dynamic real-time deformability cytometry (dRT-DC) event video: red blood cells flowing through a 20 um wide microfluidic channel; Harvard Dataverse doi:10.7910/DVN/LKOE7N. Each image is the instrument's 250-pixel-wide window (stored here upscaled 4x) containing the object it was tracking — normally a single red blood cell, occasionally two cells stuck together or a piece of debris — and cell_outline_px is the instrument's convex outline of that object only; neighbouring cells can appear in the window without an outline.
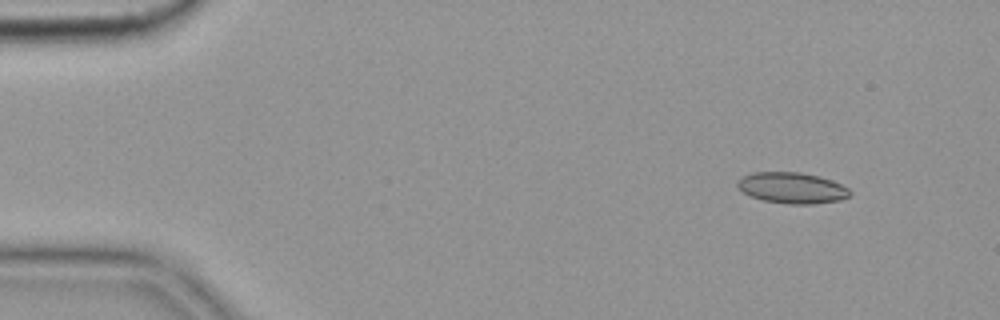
{"species": "common noctule bat (a hibernating species)", "species_latin": "Nyctalus noctula", "temperature_condition": "cold", "stored_images_in_passage": 55, "camera_frame_rate_fps": 3000, "um_per_image_px": 0.085, "animal": {"sex": "female", "body_mass_g": 19.9}, "frame": {"image": 1, "passage_image": 5, "time_ms": 1.333, "image_size_px": [1000, 320], "cell_outline_px": [[852, 192], [848, 196], [840, 200], [812, 204], [788, 204], [764, 200], [752, 196], [744, 192], [736, 184], [736, 180], [752, 172], [800, 172], [820, 176], [832, 180], [848, 188]], "centroid_in_image_um": [67.33, 15.96], "position_along_channel_um": 17.7, "area_um2": 20.23}}
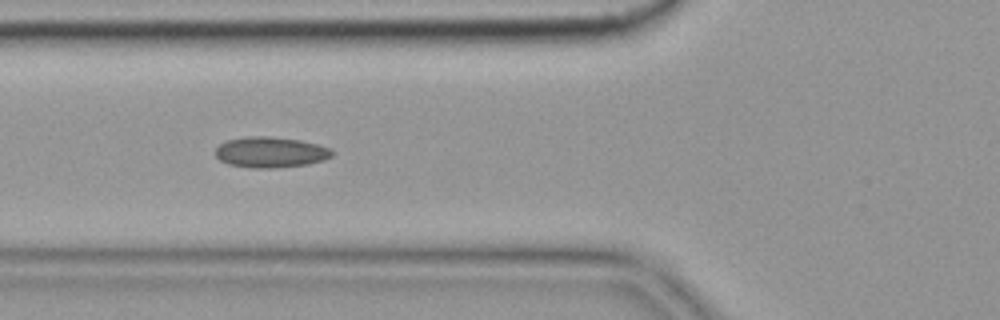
{"frame": {"image": 2, "passage_image": 20, "time_ms": 6.333, "image_size_px": [1000, 320], "cell_outline_px": [[336, 152], [332, 156], [324, 160], [308, 164], [272, 168], [252, 168], [228, 164], [220, 160], [216, 156], [216, 148], [220, 144], [228, 140], [248, 136], [268, 136], [300, 140], [316, 144], [328, 148]], "centroid_in_image_um": [23.01, 12.94], "position_along_channel_um": 102.8, "area_um2": 20.81}}
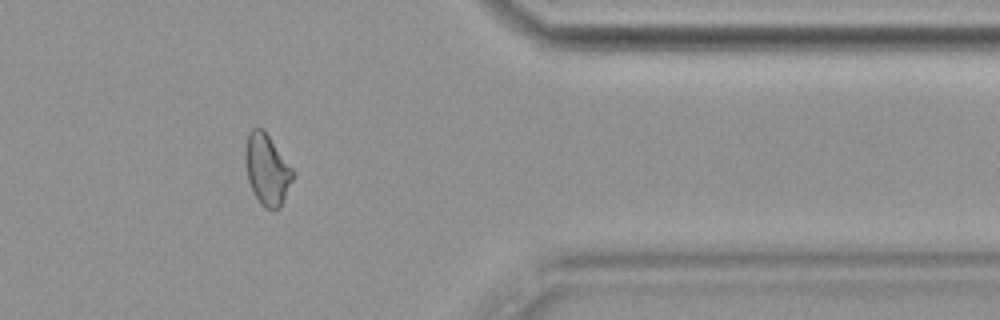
{"frame": {"image": 3, "passage_image": 45, "time_ms": 14.667, "image_size_px": [1000, 320], "cell_outline_px": [[292, 180], [284, 200], [280, 208], [264, 208], [260, 204], [248, 180], [244, 160], [244, 152], [248, 132], [252, 128], [264, 128], [292, 168]], "centroid_in_image_um": [22.67, 14.37], "position_along_channel_um": 388.7, "area_um2": 19.54}, "authors_computed_cell_mechanics": {"area_um2": 20.0566, "velocity_mm_per_s": 3.6439, "shape_relaxation_time_tau1_ms": null, "shape_relaxation_time_tau2_ms": 3.0599, "deformation_change_tau1": null, "deformation_change_tau2": 0.092}}